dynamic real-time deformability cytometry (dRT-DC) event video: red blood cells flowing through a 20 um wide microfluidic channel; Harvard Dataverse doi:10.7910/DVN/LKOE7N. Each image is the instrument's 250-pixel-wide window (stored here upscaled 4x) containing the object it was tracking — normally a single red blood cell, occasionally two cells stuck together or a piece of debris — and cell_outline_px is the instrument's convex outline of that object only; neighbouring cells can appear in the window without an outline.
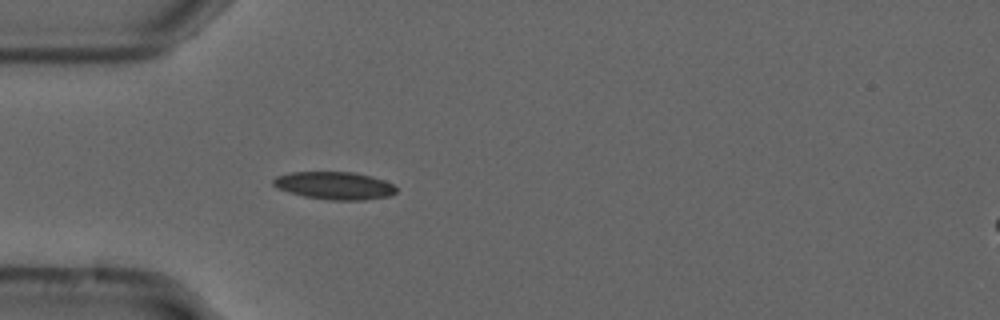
{"species": "common noctule bat (a hibernating species)", "species_latin": "Nyctalus noctula", "temperature_condition": "cold", "stored_images_in_passage": 40, "camera_frame_rate_fps": 3000, "um_per_image_px": 0.085, "animal": {"sex": "male", "forearm_length_mm": 52.5}, "frame": {"image": 1, "passage_image": 1, "time_ms": 0.0, "image_size_px": [1000, 320], "cell_outline_px": [[396, 192], [388, 196], [364, 200], [328, 200], [304, 196], [288, 192], [272, 184], [272, 180], [276, 176], [292, 172], [356, 172], [372, 176], [384, 180], [392, 184], [396, 188]], "centroid_in_image_um": [28.44, 15.77], "position_along_channel_um": 56.6, "area_um2": 19.83}}
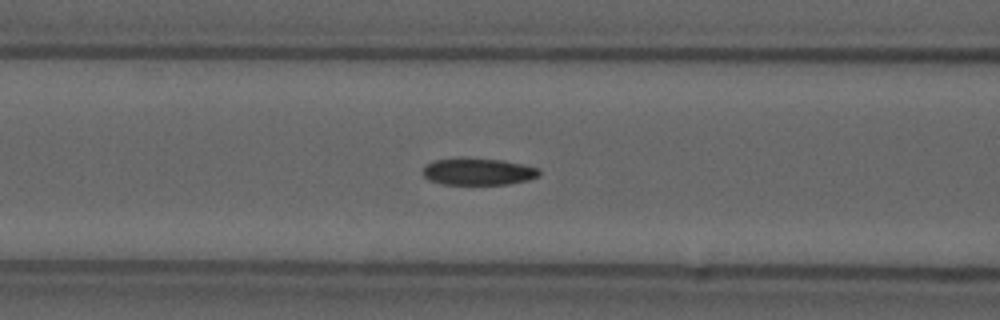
{"frame": {"image": 2, "passage_image": 7, "time_ms": 2.0, "image_size_px": [1000, 320], "cell_outline_px": [[540, 176], [528, 180], [508, 184], [440, 184], [428, 180], [424, 176], [424, 168], [428, 164], [436, 160], [500, 160], [524, 164], [540, 168]], "centroid_in_image_um": [40.72, 14.63], "position_along_channel_um": 125.9, "area_um2": 17.63}}
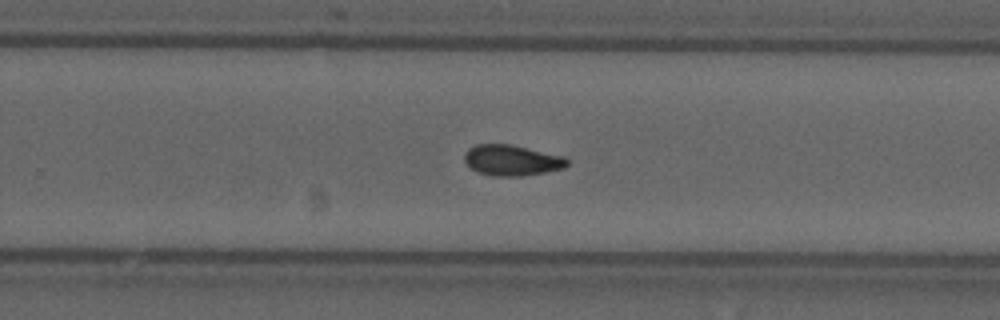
{"frame": {"image": 3, "passage_image": 20, "time_ms": 6.333, "image_size_px": [1000, 320], "cell_outline_px": [[568, 164], [564, 168], [544, 172], [520, 176], [492, 176], [476, 172], [464, 160], [464, 152], [468, 148], [476, 144], [512, 144], [564, 156], [568, 160]], "centroid_in_image_um": [43.48, 13.61], "position_along_channel_um": 286.3, "area_um2": 18.5}, "authors_computed_cell_mechanics": {"area_um2": 18.207, "velocity_mm_per_s": 3.7158, "shape_relaxation_time_tau1_ms": 9.572, "shape_relaxation_time_tau2_ms": 4.2359, "deformation_change_tau1": 0.1972, "deformation_change_tau2": 0.1044}}